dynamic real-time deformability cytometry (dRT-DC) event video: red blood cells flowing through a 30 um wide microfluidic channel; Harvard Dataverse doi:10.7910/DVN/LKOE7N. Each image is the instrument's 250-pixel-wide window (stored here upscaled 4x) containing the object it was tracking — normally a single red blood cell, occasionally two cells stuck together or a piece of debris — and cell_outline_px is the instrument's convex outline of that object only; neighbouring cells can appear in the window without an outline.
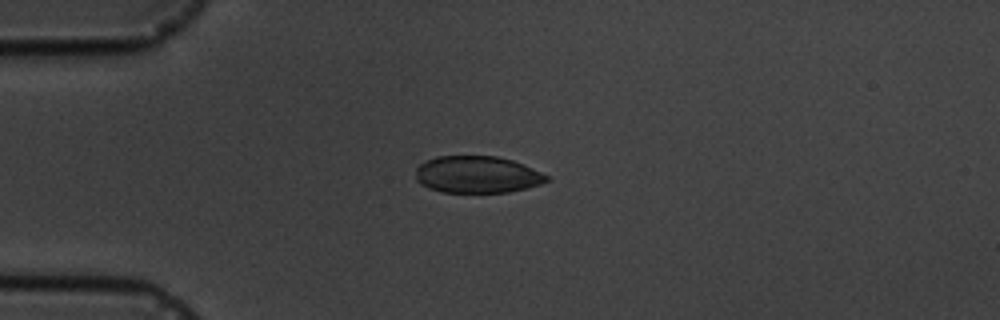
{"species": "common noctule bat (a hibernating species)", "species_latin": "Nyctalus noctula", "temperature_condition": "cold", "stored_images_in_passage": 16, "camera_frame_rate_fps": 3000, "um_per_image_px": 0.085, "animal": {"sex": "male", "body_mass_g": 19.5, "forearm_length_mm": 54.6}, "frame": {"image": 1, "passage_image": 4, "time_ms": 3.333, "image_size_px": [1000, 320], "cell_outline_px": [[552, 180], [540, 184], [508, 192], [440, 192], [428, 188], [420, 184], [416, 180], [416, 168], [424, 160], [436, 156], [496, 156], [512, 160], [532, 168], [548, 176]], "centroid_in_image_um": [40.52, 14.83], "position_along_channel_um": 44.5, "area_um2": 28.26}}
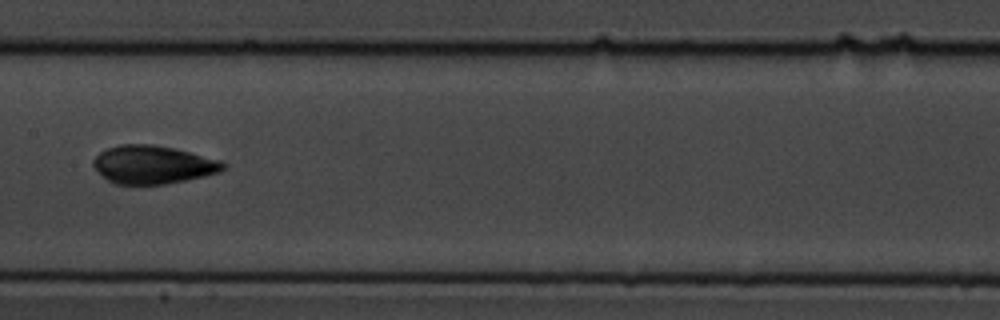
{"frame": {"image": 2, "passage_image": 8, "time_ms": 8.0, "image_size_px": [1000, 320], "cell_outline_px": [[228, 168], [220, 172], [204, 176], [168, 184], [112, 184], [92, 164], [92, 160], [100, 152], [108, 148], [120, 144], [152, 144], [172, 148], [220, 160], [228, 164]], "centroid_in_image_um": [13.03, 14.0], "position_along_channel_um": 194.4, "area_um2": 28.84}}
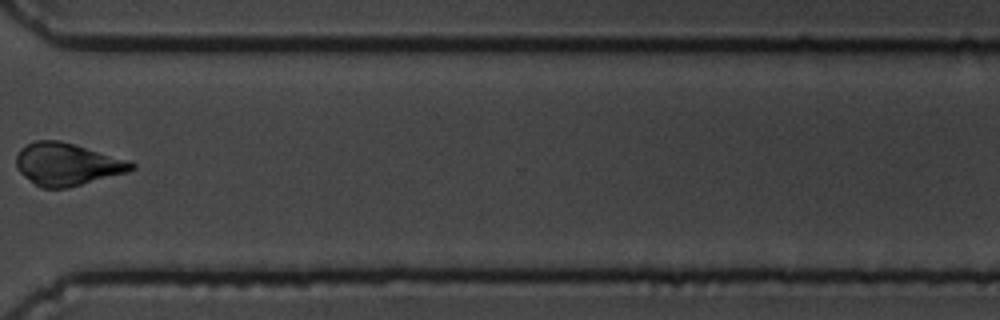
{"frame": {"image": 3, "passage_image": 12, "time_ms": 12.667, "image_size_px": [1000, 320], "cell_outline_px": [[136, 168], [128, 172], [68, 188], [40, 188], [24, 176], [16, 168], [16, 156], [20, 148], [36, 140], [60, 140], [132, 160], [136, 164]], "centroid_in_image_um": [5.74, 13.96], "position_along_channel_um": 364.9, "area_um2": 28.84}, "authors_computed_cell_mechanics": {"area_um2": 28.4376, "velocity_mm_per_s": 3.6637, "shape_relaxation_time_tau1_ms": 6.7948, "shape_relaxation_time_tau2_ms": 1.2521, "deformation_change_tau1": 0.1303, "deformation_change_tau2": 0.0225}}